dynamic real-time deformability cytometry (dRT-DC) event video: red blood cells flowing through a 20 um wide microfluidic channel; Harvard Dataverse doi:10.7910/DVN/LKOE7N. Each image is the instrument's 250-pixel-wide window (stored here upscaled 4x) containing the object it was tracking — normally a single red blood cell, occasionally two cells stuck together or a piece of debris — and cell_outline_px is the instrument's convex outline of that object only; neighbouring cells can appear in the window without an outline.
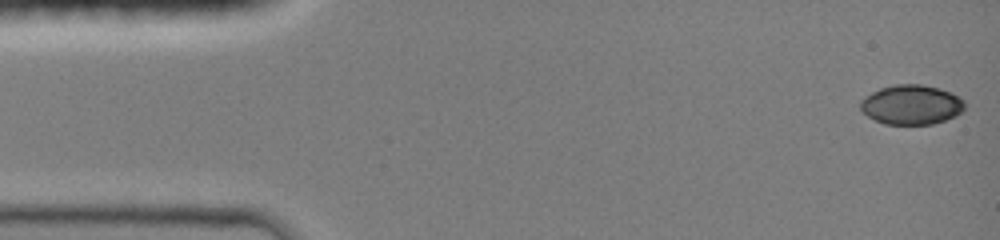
{"species": "common noctule bat (a hibernating species)", "species_latin": "Nyctalus noctula", "temperature_condition": "room temperature", "stored_images_in_passage": 46, "camera_frame_rate_fps": 3000, "um_per_image_px": 0.085, "animal": {"sex": "female", "body_mass_g": 19.0, "forearm_length_mm": 51.5}, "frame": {"image": 1, "passage_image": 1, "time_ms": 0.0, "image_size_px": [1000, 240], "cell_outline_px": [[964, 108], [956, 116], [932, 124], [884, 124], [868, 116], [860, 108], [860, 100], [864, 96], [880, 88], [896, 84], [920, 84], [940, 88], [964, 100]], "centroid_in_image_um": [77.44, 8.89], "position_along_channel_um": 7.6, "area_um2": 23.93}}
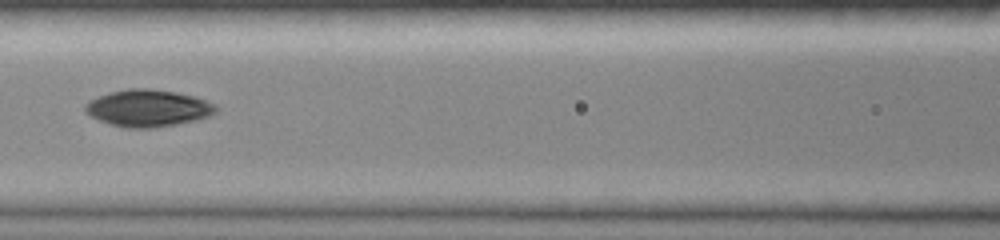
{"frame": {"image": 2, "passage_image": 20, "time_ms": 6.333, "image_size_px": [1000, 240], "cell_outline_px": [[216, 112], [208, 116], [196, 120], [176, 124], [152, 128], [128, 128], [112, 124], [100, 120], [92, 116], [84, 108], [84, 104], [108, 92], [128, 88], [152, 88], [176, 92], [192, 96], [216, 104]], "centroid_in_image_um": [12.59, 9.18], "position_along_channel_um": 154.0, "area_um2": 27.86}}
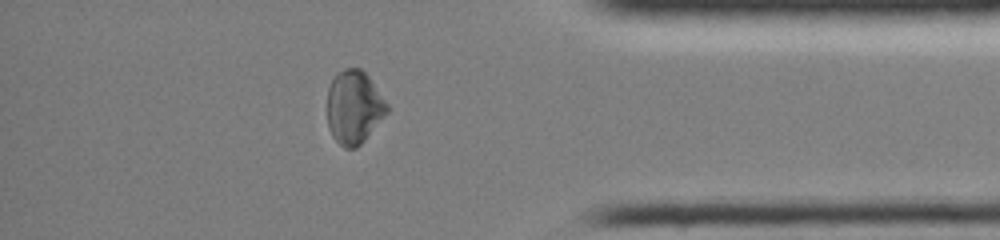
{"frame": {"image": 3, "passage_image": 39, "time_ms": 12.667, "image_size_px": [1000, 240], "cell_outline_px": [[388, 112], [364, 140], [356, 148], [344, 148], [332, 136], [328, 128], [328, 88], [332, 80], [344, 68], [360, 68], [368, 76], [388, 104]], "centroid_in_image_um": [30.09, 9.12], "position_along_channel_um": 405.1, "area_um2": 25.26}, "authors_computed_cell_mechanics": {"area_um2": 25.8655, "velocity_mm_per_s": 4.1778, "shape_relaxation_time_tau1_ms": 3.4651, "shape_relaxation_time_tau2_ms": 10.6163, "deformation_change_tau1": 0.1158, "deformation_change_tau2": 0.1402}}